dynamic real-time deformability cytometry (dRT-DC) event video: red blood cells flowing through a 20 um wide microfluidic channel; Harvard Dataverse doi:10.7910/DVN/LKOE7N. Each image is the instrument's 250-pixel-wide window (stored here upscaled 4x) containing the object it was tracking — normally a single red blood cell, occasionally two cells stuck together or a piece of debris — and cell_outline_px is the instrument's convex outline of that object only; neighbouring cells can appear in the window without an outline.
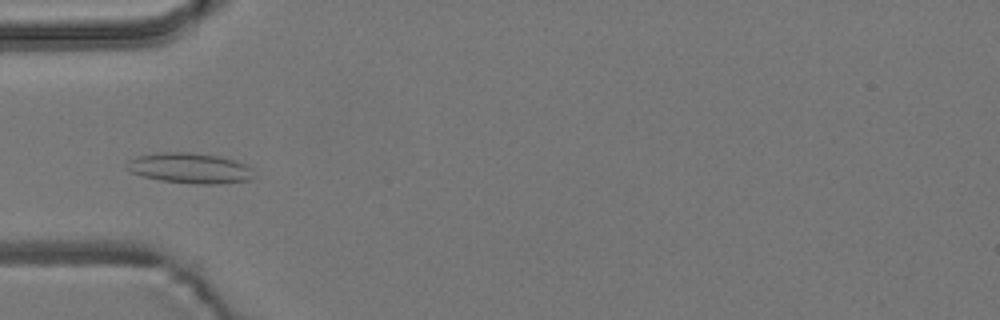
{"species": "common noctule bat (a hibernating species)", "species_latin": "Nyctalus noctula", "temperature_condition": "room temperature", "stored_images_in_passage": 5, "camera_frame_rate_fps": 3000, "um_per_image_px": 0.085, "animal": {"sex": "male", "body_mass_g": 19.2, "forearm_length_mm": 51.8}, "frame": {"image": 1, "passage_image": 5, "time_ms": 4.667, "image_size_px": [1000, 320], "cell_outline_px": [[256, 176], [252, 180], [220, 184], [196, 184], [160, 180], [144, 176], [132, 172], [124, 164], [128, 160], [136, 156], [156, 152], [188, 152], [220, 156], [244, 164], [252, 168]], "centroid_in_image_um": [16.16, 14.29], "position_along_channel_um": 68.8, "area_um2": 22.72}}